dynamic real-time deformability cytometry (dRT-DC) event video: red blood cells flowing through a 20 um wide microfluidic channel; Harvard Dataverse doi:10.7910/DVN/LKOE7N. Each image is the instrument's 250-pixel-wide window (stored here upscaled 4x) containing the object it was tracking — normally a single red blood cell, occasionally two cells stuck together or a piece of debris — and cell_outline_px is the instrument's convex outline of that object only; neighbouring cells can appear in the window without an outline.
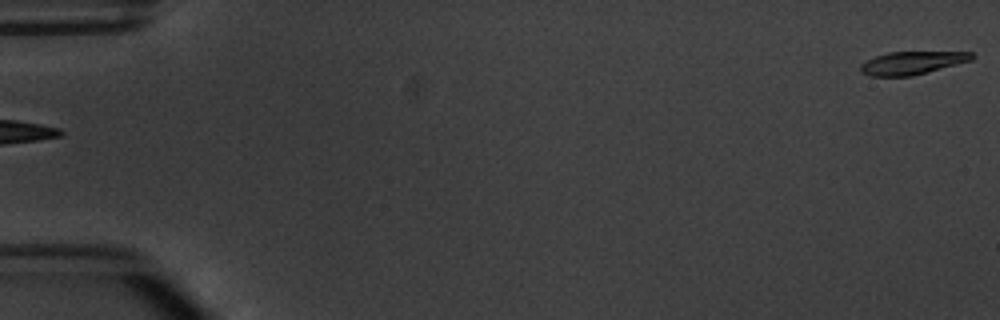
{"species": "common noctule bat (a hibernating species)", "species_latin": "Nyctalus noctula", "temperature_condition": "warm", "stored_images_in_passage": 6, "segment_of_instrument_passage": [2, 2], "camera_frame_rate_fps": 3000, "um_per_image_px": 0.085, "animal": {"sex": "male", "body_mass_g": 20.1, "forearm_length_mm": 53.5}, "frame": {"image": 1, "passage_image": 6, "time_ms": 6.0, "image_size_px": [1000, 320], "cell_outline_px": [[976, 56], [972, 60], [912, 76], [868, 76], [860, 72], [860, 64], [876, 56], [888, 52], [972, 52]], "centroid_in_image_um": [77.52, 5.35], "position_along_channel_um": 7.5, "area_um2": 14.85}}